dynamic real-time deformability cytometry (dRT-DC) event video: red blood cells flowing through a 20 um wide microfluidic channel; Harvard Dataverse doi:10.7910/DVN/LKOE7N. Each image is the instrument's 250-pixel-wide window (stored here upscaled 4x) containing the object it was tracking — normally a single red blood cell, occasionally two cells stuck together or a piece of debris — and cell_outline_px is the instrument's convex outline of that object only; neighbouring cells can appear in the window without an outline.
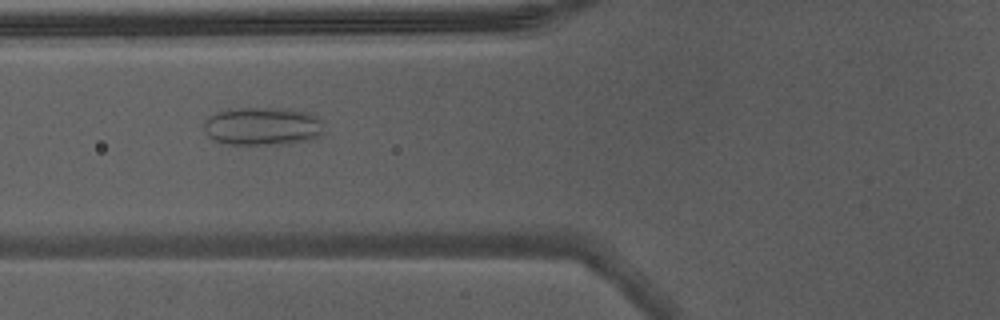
{"species": "Egyptian fruit bat (a non-hibernating species)", "species_latin": "Rousettus aegyptiacus", "temperature_condition": "warm", "stored_images_in_passage": 6, "camera_frame_rate_fps": 3000, "um_per_image_px": 0.085, "animal": {"sex": "male"}, "frame": {"image": 1, "passage_image": 6, "time_ms": 1.667, "image_size_px": [1000, 320], "cell_outline_px": [[324, 132], [316, 140], [292, 144], [228, 144], [212, 140], [204, 132], [204, 120], [216, 112], [228, 108], [280, 108], [308, 112], [324, 120]], "centroid_in_image_um": [22.37, 10.74], "position_along_channel_um": 103.4, "area_um2": 27.51}}